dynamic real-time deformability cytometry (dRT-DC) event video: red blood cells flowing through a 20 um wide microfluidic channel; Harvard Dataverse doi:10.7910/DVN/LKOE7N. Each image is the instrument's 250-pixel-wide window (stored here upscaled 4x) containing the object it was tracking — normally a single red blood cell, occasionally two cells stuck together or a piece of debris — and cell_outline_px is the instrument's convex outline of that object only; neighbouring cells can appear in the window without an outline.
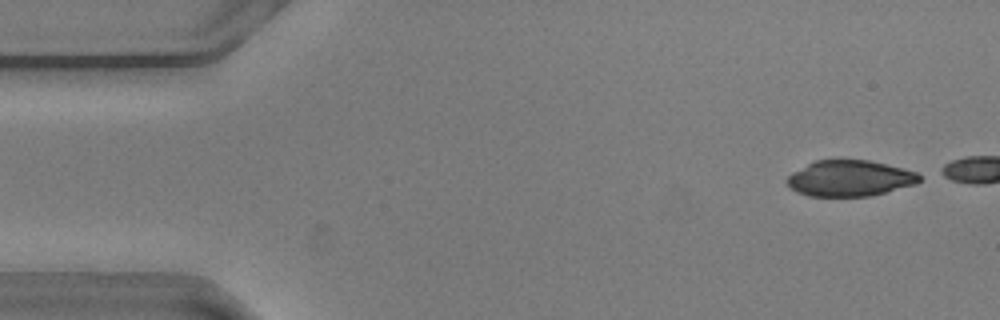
{"species": "common noctule bat (a hibernating species)", "species_latin": "Nyctalus noctula", "temperature_condition": "warm", "stored_images_in_passage": 5, "camera_frame_rate_fps": 3000, "um_per_image_px": 0.085, "animal": {"sex": "male", "body_mass_g": 20.5, "forearm_length_mm": 52.5}, "frame": {"image": 1, "passage_image": 2, "time_ms": 0.333, "image_size_px": [1000, 320], "cell_outline_px": [[920, 180], [916, 184], [868, 196], [808, 196], [796, 192], [784, 180], [792, 172], [816, 160], [868, 160], [904, 168], [916, 172], [920, 176]], "centroid_in_image_um": [72.21, 15.15], "position_along_channel_um": 12.8, "area_um2": 27.57}}